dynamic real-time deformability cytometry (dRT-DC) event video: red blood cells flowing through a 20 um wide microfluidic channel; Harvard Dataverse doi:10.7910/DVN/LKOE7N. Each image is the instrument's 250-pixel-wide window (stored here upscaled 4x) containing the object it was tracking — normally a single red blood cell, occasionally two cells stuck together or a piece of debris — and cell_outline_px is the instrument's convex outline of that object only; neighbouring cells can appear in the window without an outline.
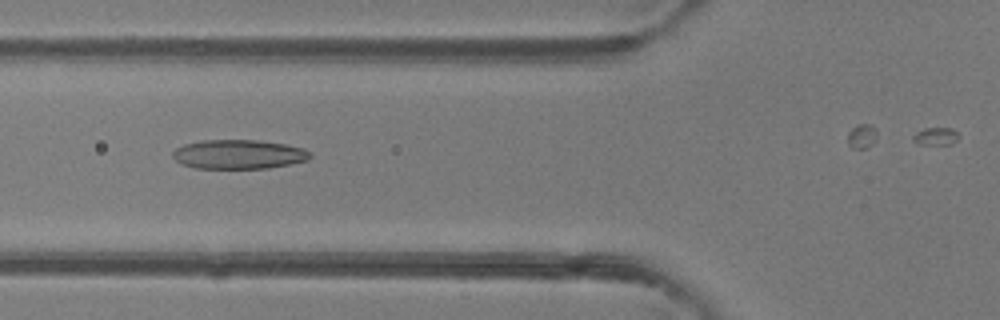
{"species": "common noctule bat (a hibernating species)", "species_latin": "Nyctalus noctula", "temperature_condition": "room temperature", "stored_images_in_passage": 12, "camera_frame_rate_fps": 3000, "um_per_image_px": 0.085, "animal": {"sex": "female"}, "frame": {"image": 1, "passage_image": 6, "time_ms": 1.667, "image_size_px": [1000, 320], "cell_outline_px": [[312, 156], [308, 160], [268, 168], [196, 168], [180, 164], [172, 156], [172, 152], [176, 148], [184, 144], [204, 140], [256, 140], [284, 144], [304, 148]], "centroid_in_image_um": [20.26, 13.12], "position_along_channel_um": 105.5, "area_um2": 23.29}}
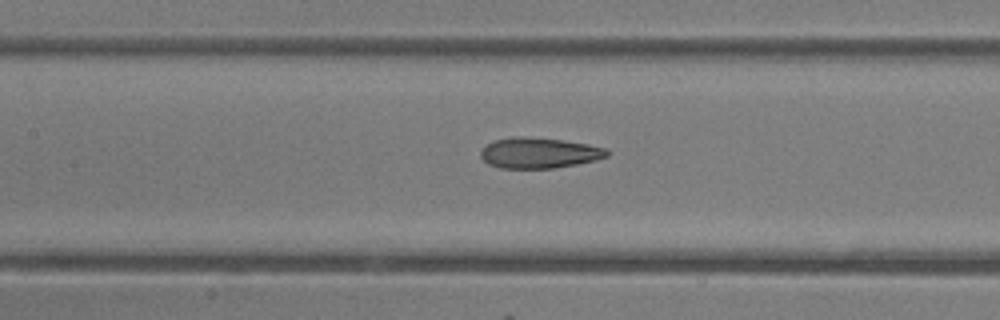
{"frame": {"image": 2, "passage_image": 10, "time_ms": 3.0, "image_size_px": [1000, 320], "cell_outline_px": [[608, 156], [596, 160], [576, 164], [552, 168], [500, 168], [488, 164], [480, 156], [480, 152], [488, 144], [496, 140], [512, 136], [520, 136], [560, 140], [588, 144], [608, 148]], "centroid_in_image_um": [45.83, 13.0], "position_along_channel_um": 161.6, "area_um2": 22.37}}